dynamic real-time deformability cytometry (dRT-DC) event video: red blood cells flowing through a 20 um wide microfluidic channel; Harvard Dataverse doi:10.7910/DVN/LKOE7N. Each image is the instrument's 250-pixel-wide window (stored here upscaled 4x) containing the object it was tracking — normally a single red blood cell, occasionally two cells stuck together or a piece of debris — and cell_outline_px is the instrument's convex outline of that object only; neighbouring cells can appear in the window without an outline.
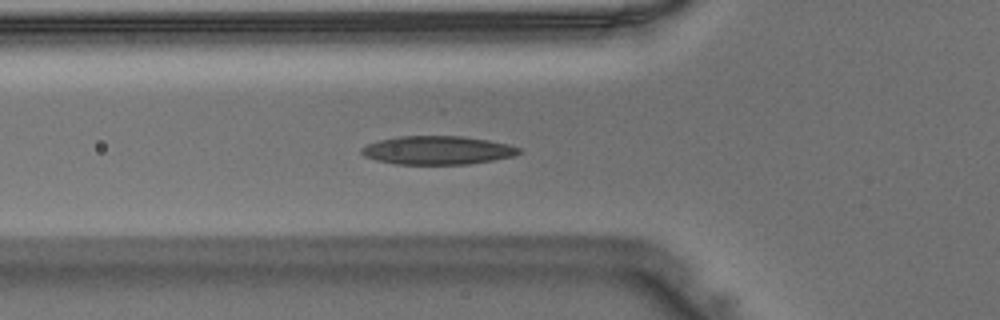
{"species": "Egyptian fruit bat (a non-hibernating species)", "species_latin": "Rousettus aegyptiacus", "temperature_condition": "warm", "stored_images_in_passage": 37, "camera_frame_rate_fps": 3000, "um_per_image_px": 0.085, "animal": {"sex": "male"}, "frame": {"image": 1, "passage_image": 9, "time_ms": 2.667, "image_size_px": [1000, 320], "cell_outline_px": [[520, 152], [512, 156], [492, 160], [468, 164], [396, 164], [376, 160], [364, 156], [360, 152], [360, 148], [368, 144], [380, 140], [400, 136], [460, 136], [488, 140], [508, 144], [520, 148]], "centroid_in_image_um": [37.15, 12.77], "position_along_channel_um": 88.6, "area_um2": 25.95}}
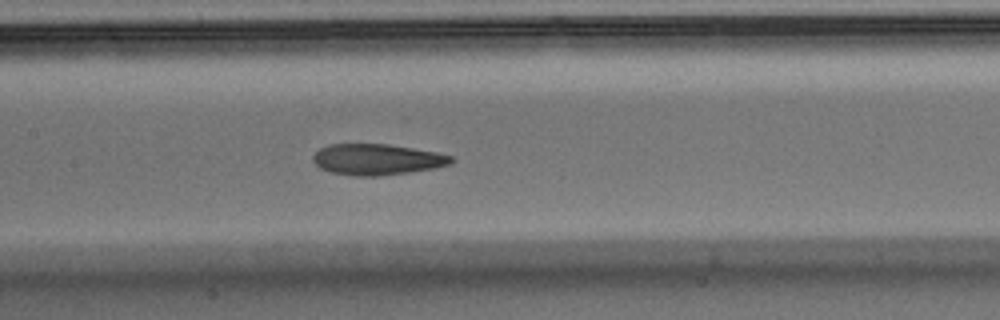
{"frame": {"image": 2, "passage_image": 15, "time_ms": 4.667, "image_size_px": [1000, 320], "cell_outline_px": [[456, 160], [448, 164], [436, 168], [408, 172], [376, 176], [352, 176], [332, 172], [320, 168], [312, 160], [312, 156], [320, 148], [328, 144], [388, 144], [436, 152], [452, 156]], "centroid_in_image_um": [32.03, 13.55], "position_along_channel_um": 175.4, "area_um2": 24.91}}
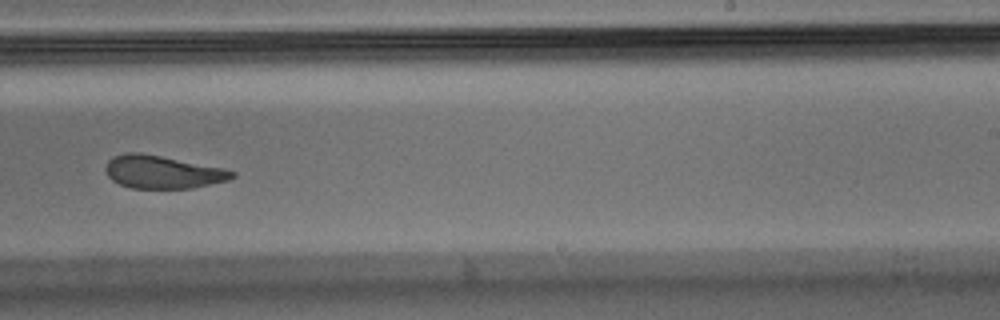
{"frame": {"image": 3, "passage_image": 22, "time_ms": 7.0, "image_size_px": [1000, 320], "cell_outline_px": [[236, 176], [228, 180], [192, 188], [132, 188], [120, 184], [112, 180], [108, 176], [104, 168], [108, 160], [112, 156], [124, 152], [140, 152], [224, 168], [236, 172]], "centroid_in_image_um": [13.79, 14.61], "position_along_channel_um": 275.2, "area_um2": 24.33}}